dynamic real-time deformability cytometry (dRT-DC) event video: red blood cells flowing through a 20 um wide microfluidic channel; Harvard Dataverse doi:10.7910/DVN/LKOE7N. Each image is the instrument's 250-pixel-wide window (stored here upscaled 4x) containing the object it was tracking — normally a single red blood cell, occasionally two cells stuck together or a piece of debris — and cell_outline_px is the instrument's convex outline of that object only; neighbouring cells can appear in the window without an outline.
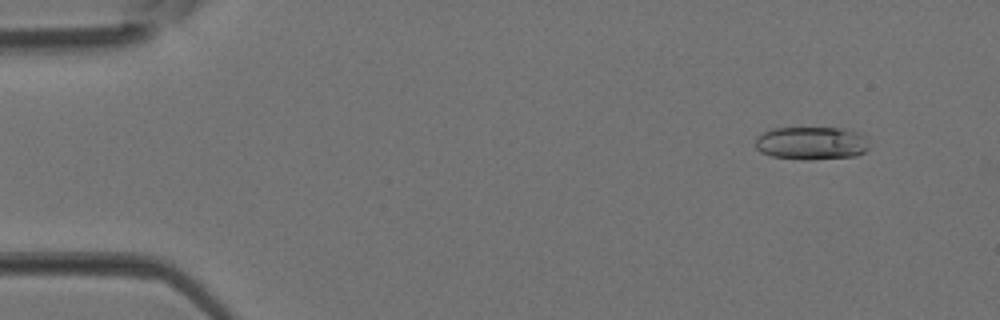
{"species": "Egyptian fruit bat (a non-hibernating species)", "species_latin": "Rousettus aegyptiacus", "temperature_condition": "room temperature", "stored_images_in_passage": 38, "camera_frame_rate_fps": 3000, "um_per_image_px": 0.085, "animal": {"sex": "female"}, "frame": {"image": 1, "passage_image": 4, "time_ms": 1.0, "image_size_px": [1000, 320], "cell_outline_px": [[868, 148], [864, 152], [856, 156], [808, 160], [772, 156], [760, 152], [756, 148], [756, 136], [772, 128], [840, 128], [864, 132], [868, 136]], "centroid_in_image_um": [69.03, 12.16], "position_along_channel_um": 16.0, "area_um2": 22.25}}
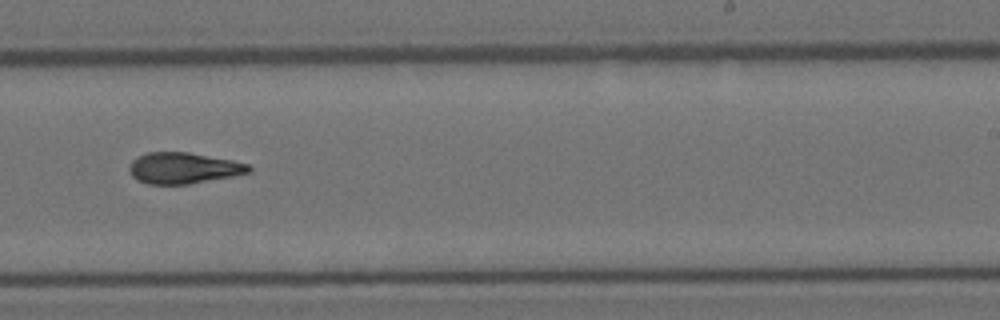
{"frame": {"image": 2, "passage_image": 24, "time_ms": 7.667, "image_size_px": [1000, 320], "cell_outline_px": [[252, 172], [232, 176], [188, 184], [148, 184], [136, 180], [132, 176], [128, 168], [132, 160], [136, 156], [148, 152], [188, 152], [232, 160], [248, 164], [252, 168]], "centroid_in_image_um": [15.56, 14.28], "position_along_channel_um": 273.4, "area_um2": 21.73}}
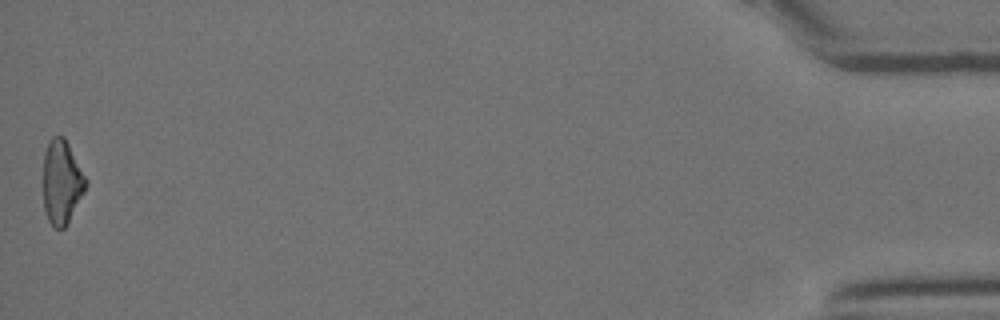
{"frame": {"image": 3, "passage_image": 38, "time_ms": 12.333, "image_size_px": [1000, 320], "cell_outline_px": [[88, 184], [84, 192], [64, 228], [56, 228], [48, 220], [44, 208], [44, 152], [52, 136], [64, 136], [88, 180]], "centroid_in_image_um": [5.26, 15.45], "position_along_channel_um": 429.9, "area_um2": 20.58}}